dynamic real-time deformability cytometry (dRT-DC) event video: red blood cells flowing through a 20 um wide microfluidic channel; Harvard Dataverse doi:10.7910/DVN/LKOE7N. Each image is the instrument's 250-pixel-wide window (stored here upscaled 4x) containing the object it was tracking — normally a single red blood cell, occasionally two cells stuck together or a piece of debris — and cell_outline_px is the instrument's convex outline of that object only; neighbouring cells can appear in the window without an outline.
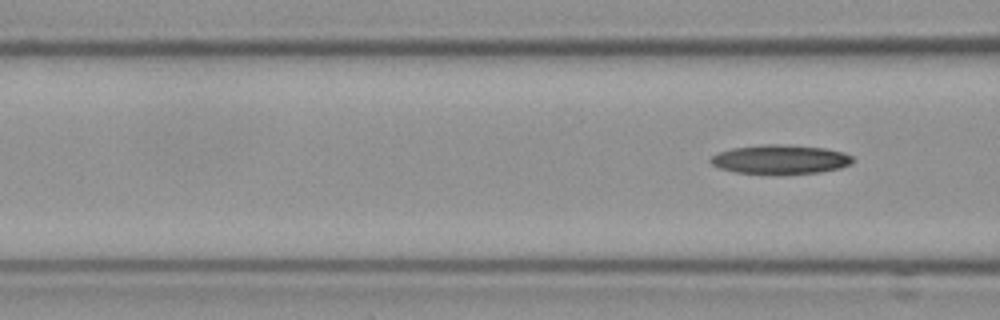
{"species": "Egyptian fruit bat (a non-hibernating species)", "species_latin": "Rousettus aegyptiacus", "temperature_condition": "cold", "stored_images_in_passage": 7, "segment_of_instrument_passage": [2, 2], "camera_frame_rate_fps": 3000, "um_per_image_px": 0.085, "frame": {"image": 1, "passage_image": 7, "time_ms": 2.0, "image_size_px": [1000, 320], "cell_outline_px": [[852, 164], [840, 168], [820, 172], [776, 176], [736, 172], [720, 168], [712, 164], [708, 160], [716, 152], [732, 148], [764, 144], [776, 144], [824, 148], [844, 152], [852, 156]], "centroid_in_image_um": [66.3, 13.58], "position_along_channel_um": 100.3, "area_um2": 24.68}}